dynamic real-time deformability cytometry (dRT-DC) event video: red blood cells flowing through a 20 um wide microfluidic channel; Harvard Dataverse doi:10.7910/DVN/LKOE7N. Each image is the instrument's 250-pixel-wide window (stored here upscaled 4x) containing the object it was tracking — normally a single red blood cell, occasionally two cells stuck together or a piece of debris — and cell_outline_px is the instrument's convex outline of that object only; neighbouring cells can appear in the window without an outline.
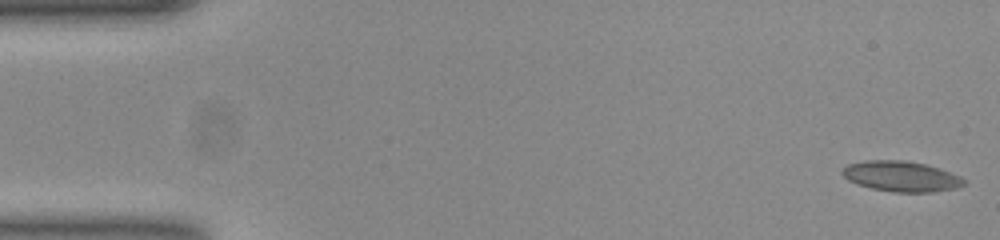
{"species": "common noctule bat (a hibernating species)", "species_latin": "Nyctalus noctula", "temperature_condition": "room temperature", "stored_images_in_passage": 52, "camera_frame_rate_fps": 3000, "um_per_image_px": 0.085, "animal": {"sex": "female", "body_mass_g": 23.0, "forearm_length_mm": 53.4}, "frame": {"image": 1, "passage_image": 1, "time_ms": 0.0, "image_size_px": [1000, 240], "cell_outline_px": [[968, 180], [964, 184], [956, 188], [932, 192], [892, 192], [872, 188], [848, 180], [840, 172], [848, 164], [864, 160], [904, 160], [924, 164], [960, 176]], "centroid_in_image_um": [76.6, 14.99], "position_along_channel_um": 8.4, "area_um2": 21.39}}
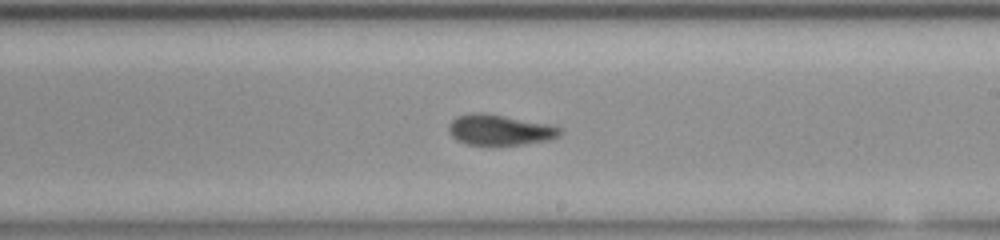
{"frame": {"image": 2, "passage_image": 30, "time_ms": 9.667, "image_size_px": [1000, 240], "cell_outline_px": [[564, 128], [560, 136], [548, 140], [524, 144], [468, 144], [456, 140], [448, 132], [448, 124], [456, 116], [468, 112], [484, 112], [552, 124]], "centroid_in_image_um": [42.49, 11.01], "position_along_channel_um": 246.5, "area_um2": 20.17}}
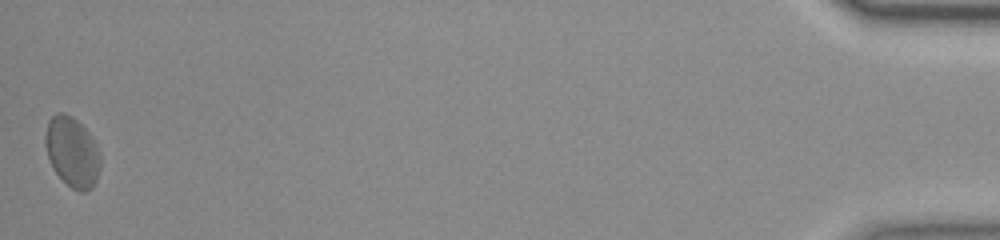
{"frame": {"image": 3, "passage_image": 52, "time_ms": 17.0, "image_size_px": [1000, 240], "cell_outline_px": [[100, 168], [96, 180], [92, 188], [84, 192], [80, 192], [72, 188], [56, 172], [48, 156], [44, 140], [48, 120], [52, 116], [60, 112], [72, 116], [88, 132], [100, 152]], "centroid_in_image_um": [6.14, 12.92], "position_along_channel_um": 429.1, "area_um2": 22.14}, "authors_computed_cell_mechanics": {"area_um2": 20.1433, "velocity_mm_per_s": 3.8489, "shape_relaxation_time_tau1_ms": 7.7989, "shape_relaxation_time_tau2_ms": 1.8466, "deformation_change_tau1": 0.1593, "deformation_change_tau2": 0.0794}}